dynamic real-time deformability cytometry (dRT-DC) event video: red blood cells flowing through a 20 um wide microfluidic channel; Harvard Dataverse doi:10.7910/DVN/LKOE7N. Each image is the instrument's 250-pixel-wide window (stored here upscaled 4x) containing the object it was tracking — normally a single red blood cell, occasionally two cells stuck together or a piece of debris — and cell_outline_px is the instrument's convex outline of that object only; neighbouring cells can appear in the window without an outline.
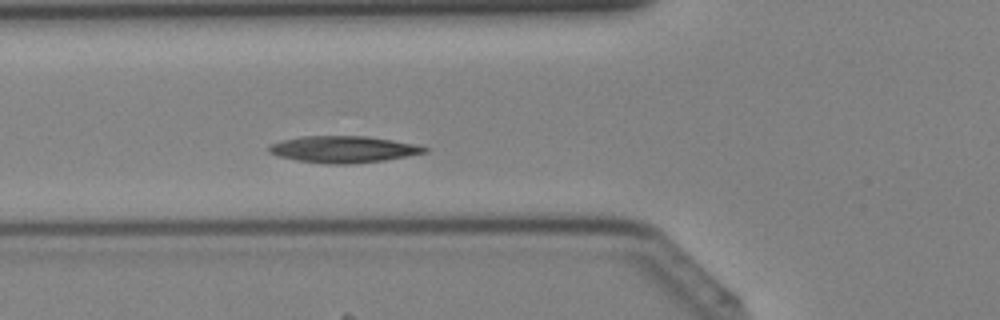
{"species": "Egyptian fruit bat (a non-hibernating species)", "species_latin": "Rousettus aegyptiacus", "temperature_condition": "cold", "stored_images_in_passage": 40, "camera_frame_rate_fps": 3000, "um_per_image_px": 0.085, "animal": {"sex": "female"}, "frame": {"image": 1, "passage_image": 13, "time_ms": 4.0, "image_size_px": [1000, 320], "cell_outline_px": [[428, 152], [384, 160], [348, 164], [328, 164], [296, 160], [280, 156], [268, 152], [268, 148], [272, 144], [284, 140], [300, 136], [368, 136], [392, 140], [412, 144], [428, 148]], "centroid_in_image_um": [29.17, 12.69], "position_along_channel_um": 96.6, "area_um2": 23.87}}
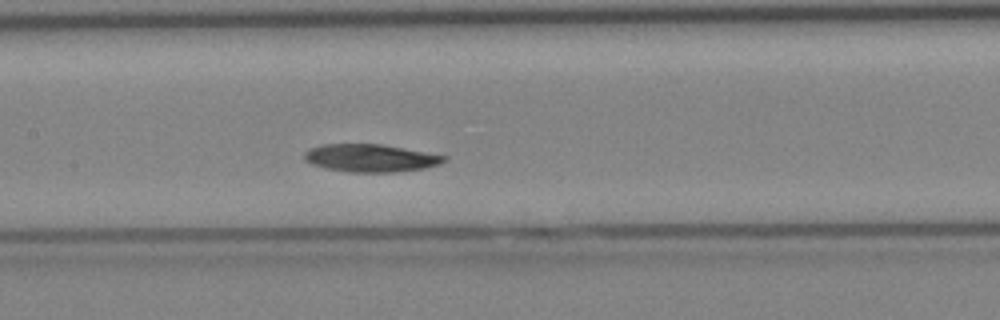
{"frame": {"image": 2, "passage_image": 18, "time_ms": 5.667, "image_size_px": [1000, 320], "cell_outline_px": [[448, 160], [440, 164], [424, 168], [396, 172], [348, 172], [324, 168], [312, 164], [304, 160], [304, 152], [312, 148], [324, 144], [380, 144], [448, 156]], "centroid_in_image_um": [31.51, 13.44], "position_along_channel_um": 175.9, "area_um2": 22.54}}
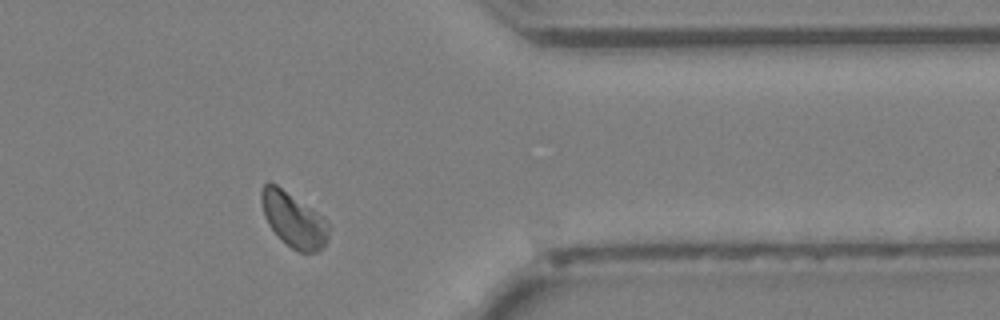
{"frame": {"image": 3, "passage_image": 32, "time_ms": 10.333, "image_size_px": [1000, 320], "cell_outline_px": [[328, 240], [316, 252], [300, 252], [292, 248], [268, 224], [264, 216], [260, 200], [260, 192], [264, 184], [268, 180], [276, 184], [324, 216], [328, 224]], "centroid_in_image_um": [24.94, 18.63], "position_along_channel_um": 386.5, "area_um2": 21.27}}